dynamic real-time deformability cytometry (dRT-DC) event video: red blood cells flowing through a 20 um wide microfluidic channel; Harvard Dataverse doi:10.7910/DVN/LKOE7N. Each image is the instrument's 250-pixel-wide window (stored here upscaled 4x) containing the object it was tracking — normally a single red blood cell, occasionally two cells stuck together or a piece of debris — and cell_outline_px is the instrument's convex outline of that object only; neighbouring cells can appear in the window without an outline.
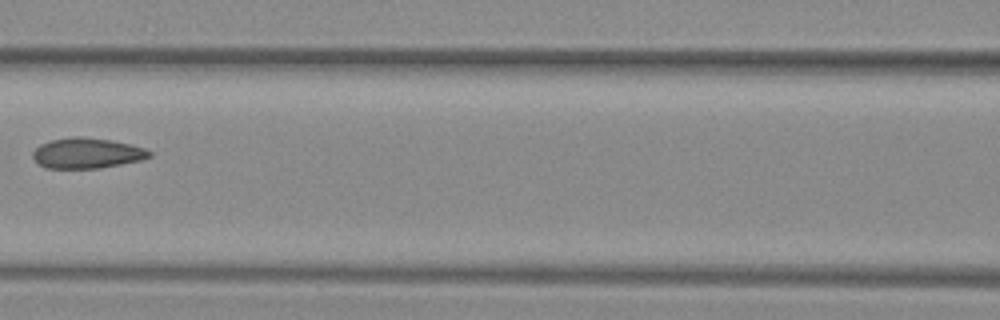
{"species": "common noctule bat (a hibernating species)", "species_latin": "Nyctalus noctula", "temperature_condition": "warm", "stored_images_in_passage": 7, "camera_frame_rate_fps": 3000, "um_per_image_px": 0.085, "animal": {"sex": "female", "body_mass_g": 29.2, "forearm_length_mm": 56.3}, "frame": {"image": 1, "passage_image": 7, "time_ms": 2.0, "image_size_px": [1000, 320], "cell_outline_px": [[152, 156], [140, 160], [100, 168], [44, 168], [36, 164], [32, 156], [32, 152], [40, 144], [52, 140], [72, 136], [84, 136], [112, 140], [132, 144], [144, 148], [152, 152]], "centroid_in_image_um": [7.37, 13.01], "position_along_channel_um": 159.2, "area_um2": 20.92}}